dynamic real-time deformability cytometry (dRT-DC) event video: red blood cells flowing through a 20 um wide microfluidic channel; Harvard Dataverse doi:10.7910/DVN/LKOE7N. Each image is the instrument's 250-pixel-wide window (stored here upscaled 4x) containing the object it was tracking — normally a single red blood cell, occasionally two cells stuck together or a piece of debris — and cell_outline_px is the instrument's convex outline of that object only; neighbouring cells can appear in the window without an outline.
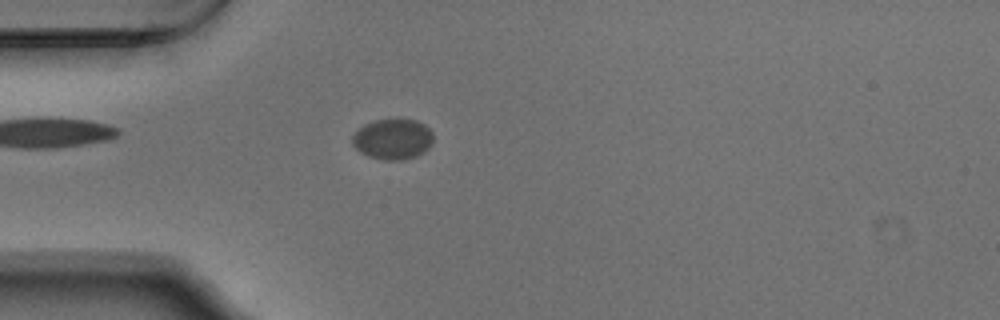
{"species": "Egyptian fruit bat (a non-hibernating species)", "species_latin": "Rousettus aegyptiacus", "temperature_condition": "warm", "stored_images_in_passage": 55, "camera_frame_rate_fps": 3000, "um_per_image_px": 0.085, "animal": {"sex": "male"}, "frame": {"image": 1, "passage_image": 16, "time_ms": 5.0, "image_size_px": [1000, 320], "cell_outline_px": [[432, 144], [424, 152], [416, 156], [404, 160], [384, 160], [368, 156], [360, 152], [352, 144], [352, 136], [364, 124], [376, 120], [416, 120], [424, 124], [432, 132]], "centroid_in_image_um": [33.39, 11.84], "position_along_channel_um": 51.6, "area_um2": 19.02}}
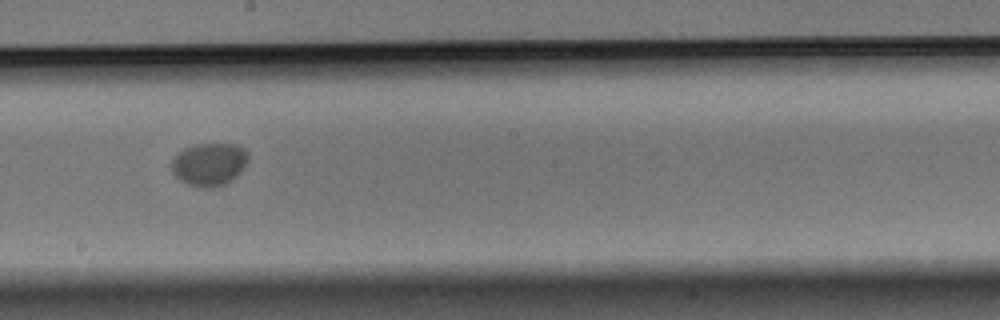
{"frame": {"image": 2, "passage_image": 31, "time_ms": 10.0, "image_size_px": [1000, 320], "cell_outline_px": [[248, 160], [240, 172], [232, 180], [224, 184], [212, 188], [200, 188], [188, 184], [180, 180], [172, 172], [172, 160], [176, 152], [192, 144], [240, 144], [248, 152]], "centroid_in_image_um": [17.78, 13.95], "position_along_channel_um": 230.4, "area_um2": 19.42}}
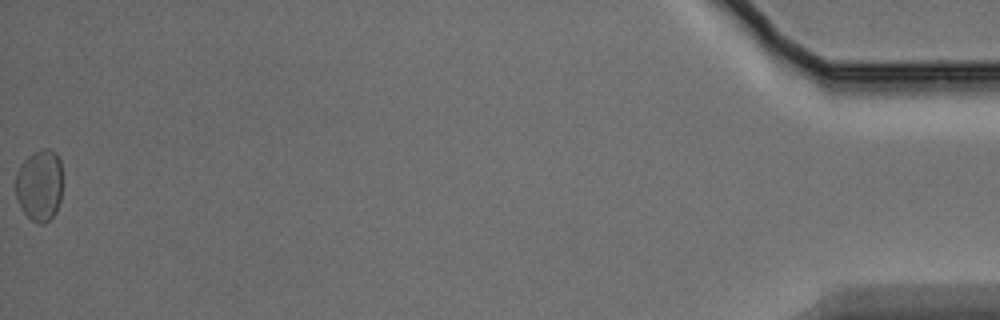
{"frame": {"image": 3, "passage_image": 55, "time_ms": 18.0, "image_size_px": [1000, 320], "cell_outline_px": [[60, 200], [56, 212], [44, 224], [40, 224], [32, 220], [24, 212], [16, 196], [16, 172], [20, 164], [28, 156], [44, 148], [48, 148], [56, 152], [60, 160]], "centroid_in_image_um": [3.35, 15.73], "position_along_channel_um": 431.9, "area_um2": 19.31}, "authors_computed_cell_mechanics": {"area_um2": 19.2474, "velocity_mm_per_s": 3.7392, "shape_relaxation_time_tau1_ms": null, "shape_relaxation_time_tau2_ms": 11.3841, "deformation_change_tau1": null, "deformation_change_tau2": 0.0364}}